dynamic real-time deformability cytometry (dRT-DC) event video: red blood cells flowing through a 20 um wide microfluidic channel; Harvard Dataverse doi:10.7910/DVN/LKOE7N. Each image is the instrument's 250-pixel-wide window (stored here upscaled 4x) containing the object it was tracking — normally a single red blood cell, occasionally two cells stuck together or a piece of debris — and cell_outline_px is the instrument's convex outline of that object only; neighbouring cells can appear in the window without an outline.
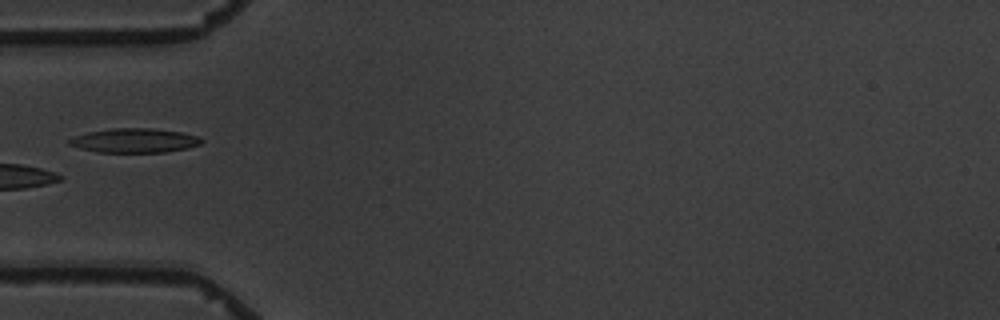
{"species": "common noctule bat (a hibernating species)", "species_latin": "Nyctalus noctula", "temperature_condition": "warm", "stored_images_in_passage": 8, "camera_frame_rate_fps": 3000, "um_per_image_px": 0.085, "animal": {"sex": "male", "body_mass_g": 19.5, "forearm_length_mm": 54.6}, "frame": {"image": 1, "passage_image": 6, "time_ms": 6.0, "image_size_px": [1000, 320], "cell_outline_px": [[204, 140], [200, 144], [188, 148], [164, 152], [96, 152], [80, 148], [68, 144], [68, 140], [76, 136], [88, 132], [112, 128], [152, 128], [180, 132], [200, 136]], "centroid_in_image_um": [11.46, 11.94], "position_along_channel_um": 73.5, "area_um2": 18.67}}
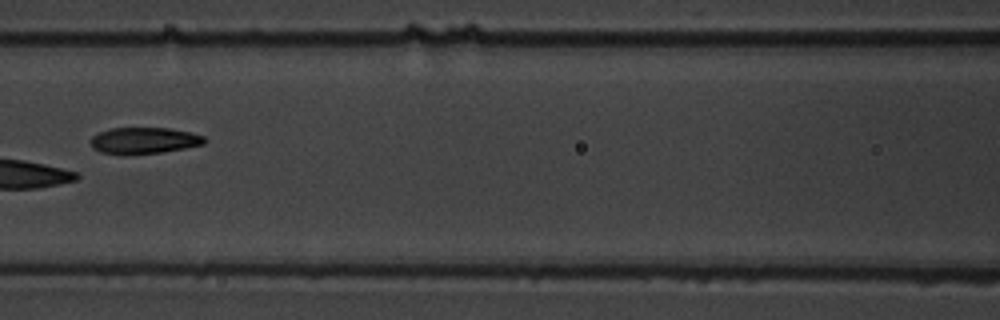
{"frame": {"image": 2, "passage_image": 8, "time_ms": 8.333, "image_size_px": [1000, 320], "cell_outline_px": [[208, 140], [204, 144], [184, 148], [160, 152], [124, 156], [120, 156], [100, 152], [92, 148], [92, 136], [100, 132], [112, 128], [168, 128], [192, 132], [204, 136]], "centroid_in_image_um": [12.24, 11.96], "position_along_channel_um": 154.4, "area_um2": 17.74}}